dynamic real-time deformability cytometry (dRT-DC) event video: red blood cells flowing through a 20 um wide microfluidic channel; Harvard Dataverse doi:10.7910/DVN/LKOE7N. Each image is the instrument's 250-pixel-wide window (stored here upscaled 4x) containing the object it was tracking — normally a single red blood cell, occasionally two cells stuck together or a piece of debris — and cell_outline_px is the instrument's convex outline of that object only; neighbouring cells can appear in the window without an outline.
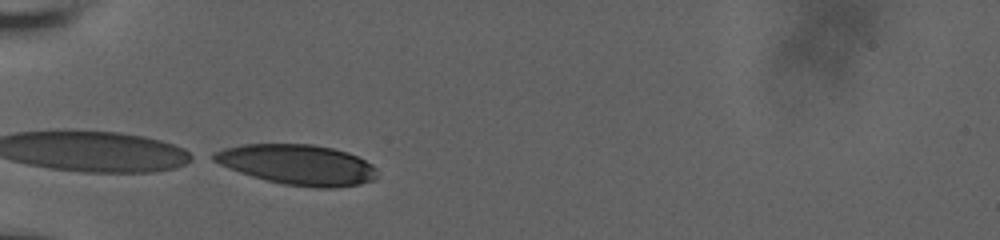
{"species": "human", "species_latin": "Homo sapiens", "temperature_condition": "room temperature", "stored_images_in_passage": 2, "camera_frame_rate_fps": 3000, "um_per_image_px": 0.085, "donor": {"sex": "male"}, "frame": {"image": 1, "passage_image": 1, "time_ms": 0.0, "image_size_px": [1000, 240], "cell_outline_px": [[376, 180], [360, 184], [336, 188], [316, 188], [284, 184], [252, 176], [228, 168], [204, 156], [212, 152], [224, 148], [244, 144], [312, 144], [332, 148], [348, 152], [372, 164], [376, 168]], "centroid_in_image_um": [25.26, 13.99], "position_along_channel_um": 59.7, "area_um2": 38.61}}